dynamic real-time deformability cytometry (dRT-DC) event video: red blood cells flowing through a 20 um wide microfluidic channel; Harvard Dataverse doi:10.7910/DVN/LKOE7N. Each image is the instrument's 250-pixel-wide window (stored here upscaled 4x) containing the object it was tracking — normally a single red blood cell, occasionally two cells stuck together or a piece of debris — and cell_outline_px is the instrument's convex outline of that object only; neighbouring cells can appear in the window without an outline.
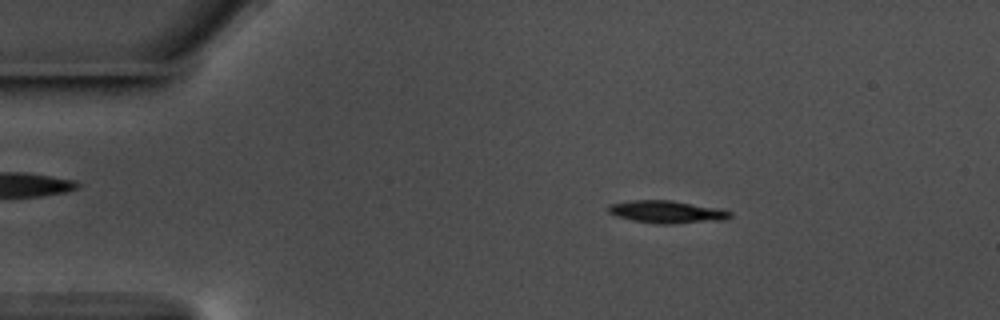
{"species": "common noctule bat (a hibernating species)", "species_latin": "Nyctalus noctula", "temperature_condition": "warm", "stored_images_in_passage": 57, "camera_frame_rate_fps": 3000, "um_per_image_px": 0.085, "animal": {"sex": "male", "body_mass_g": 17.5, "forearm_length_mm": 52.3}, "frame": {"image": 1, "passage_image": 10, "time_ms": 3.0, "image_size_px": [1000, 320], "cell_outline_px": [[732, 216], [728, 220], [672, 224], [656, 224], [632, 220], [616, 216], [608, 212], [608, 204], [632, 200], [672, 200], [720, 208], [732, 212]], "centroid_in_image_um": [56.73, 18.01], "position_along_channel_um": 28.3, "area_um2": 16.3}}
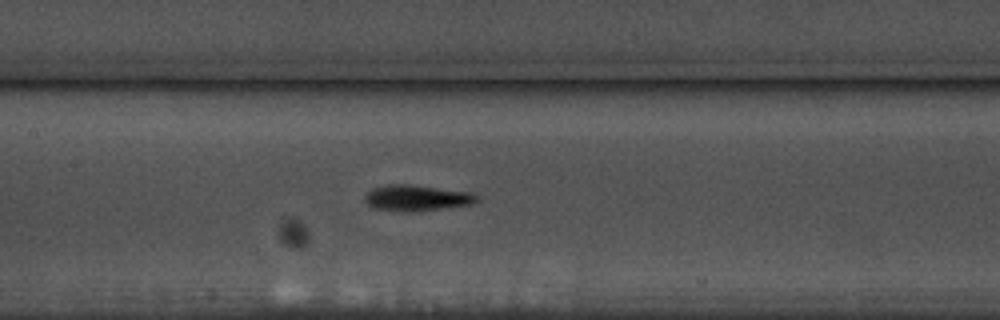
{"frame": {"image": 2, "passage_image": 27, "time_ms": 8.667, "image_size_px": [1000, 320], "cell_outline_px": [[480, 196], [472, 204], [408, 212], [372, 208], [364, 200], [364, 196], [372, 188], [388, 184], [408, 184], [472, 192]], "centroid_in_image_um": [35.39, 16.81], "position_along_channel_um": 172.0, "area_um2": 16.82}}
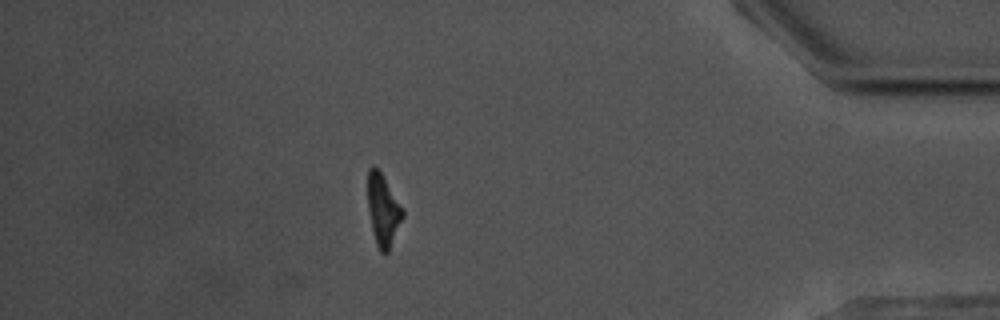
{"frame": {"image": 3, "passage_image": 50, "time_ms": 16.333, "image_size_px": [1000, 320], "cell_outline_px": [[404, 216], [388, 252], [380, 252], [376, 244], [372, 228], [368, 208], [368, 168], [372, 164], [380, 172], [404, 208]], "centroid_in_image_um": [32.57, 17.85], "position_along_channel_um": 402.6, "area_um2": 14.45}, "authors_computed_cell_mechanics": {"area_um2": 15.4326, "velocity_mm_per_s": 3.5778, "shape_relaxation_time_tau1_ms": 2.5315, "shape_relaxation_time_tau2_ms": 8.2235, "deformation_change_tau1": 0.151, "deformation_change_tau2": 0.1589}}